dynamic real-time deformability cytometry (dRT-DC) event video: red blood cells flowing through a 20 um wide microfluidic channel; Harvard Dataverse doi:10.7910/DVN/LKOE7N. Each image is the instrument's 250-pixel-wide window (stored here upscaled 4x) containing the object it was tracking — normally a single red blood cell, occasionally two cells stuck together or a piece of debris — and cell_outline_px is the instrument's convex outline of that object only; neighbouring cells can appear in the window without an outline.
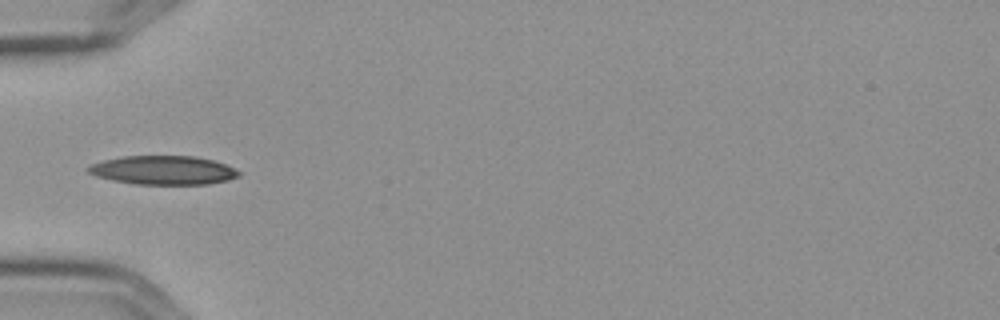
{"species": "Egyptian fruit bat (a non-hibernating species)", "species_latin": "Rousettus aegyptiacus", "temperature_condition": "cold", "stored_images_in_passage": 5, "camera_frame_rate_fps": 3000, "um_per_image_px": 0.085, "frame": {"image": 1, "passage_image": 5, "time_ms": 1.333, "image_size_px": [1000, 320], "cell_outline_px": [[240, 176], [228, 180], [208, 184], [136, 184], [112, 180], [96, 176], [88, 172], [84, 168], [88, 164], [104, 160], [124, 156], [192, 156], [212, 160], [224, 164], [240, 172]], "centroid_in_image_um": [13.82, 14.47], "position_along_channel_um": 71.2, "area_um2": 25.26}}